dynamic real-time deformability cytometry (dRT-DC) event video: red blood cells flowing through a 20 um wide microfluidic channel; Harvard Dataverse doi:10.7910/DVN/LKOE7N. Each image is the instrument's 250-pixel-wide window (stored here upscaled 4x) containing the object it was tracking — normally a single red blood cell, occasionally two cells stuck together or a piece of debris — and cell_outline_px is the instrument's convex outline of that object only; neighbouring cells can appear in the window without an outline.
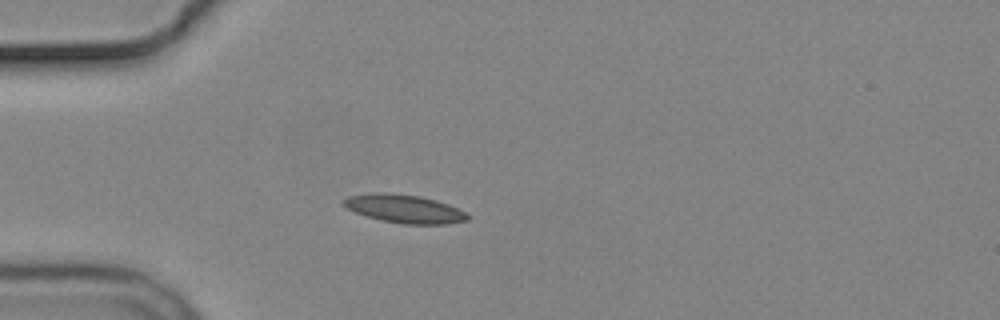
{"species": "common noctule bat (a hibernating species)", "species_latin": "Nyctalus noctula", "temperature_condition": "cold", "stored_images_in_passage": 2, "camera_frame_rate_fps": 3000, "um_per_image_px": 0.085, "animal": {"sex": "male", "body_mass_g": 19.2, "forearm_length_mm": 51.8}, "frame": {"image": 1, "passage_image": 1, "time_ms": 0.0, "image_size_px": [1000, 320], "cell_outline_px": [[472, 216], [468, 220], [444, 224], [404, 224], [380, 220], [356, 212], [348, 208], [344, 204], [344, 200], [348, 196], [372, 192], [388, 192], [420, 196], [436, 200], [448, 204]], "centroid_in_image_um": [34.39, 17.74], "position_along_channel_um": 50.6, "area_um2": 20.35}}